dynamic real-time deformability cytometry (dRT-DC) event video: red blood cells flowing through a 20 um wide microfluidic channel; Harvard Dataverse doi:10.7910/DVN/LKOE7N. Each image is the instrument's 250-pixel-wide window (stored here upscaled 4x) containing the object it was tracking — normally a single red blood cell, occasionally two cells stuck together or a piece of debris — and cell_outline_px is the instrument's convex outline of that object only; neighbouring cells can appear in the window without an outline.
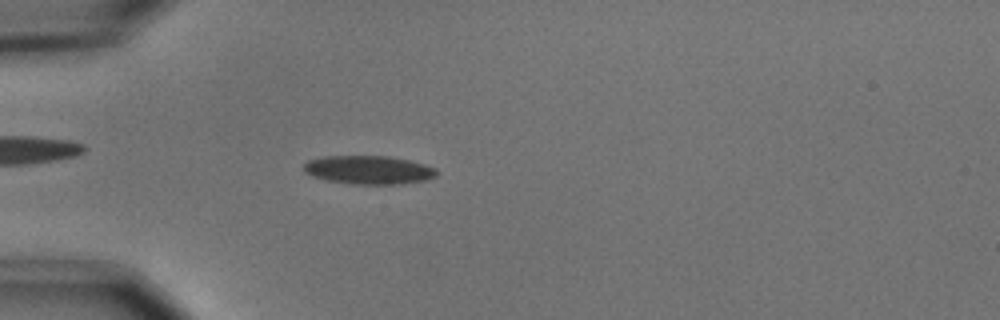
{"species": "common noctule bat (a hibernating species)", "species_latin": "Nyctalus noctula", "temperature_condition": "cold", "stored_images_in_passage": 55, "camera_frame_rate_fps": 3000, "um_per_image_px": 0.085, "animal": {"sex": "male", "body_mass_g": 15.6}, "frame": {"image": 1, "passage_image": 16, "time_ms": 5.0, "image_size_px": [1000, 320], "cell_outline_px": [[436, 176], [428, 180], [400, 184], [352, 184], [328, 180], [312, 176], [304, 172], [304, 164], [308, 160], [324, 156], [388, 156], [408, 160], [424, 164], [436, 168]], "centroid_in_image_um": [31.34, 14.44], "position_along_channel_um": 53.7, "area_um2": 22.08}}
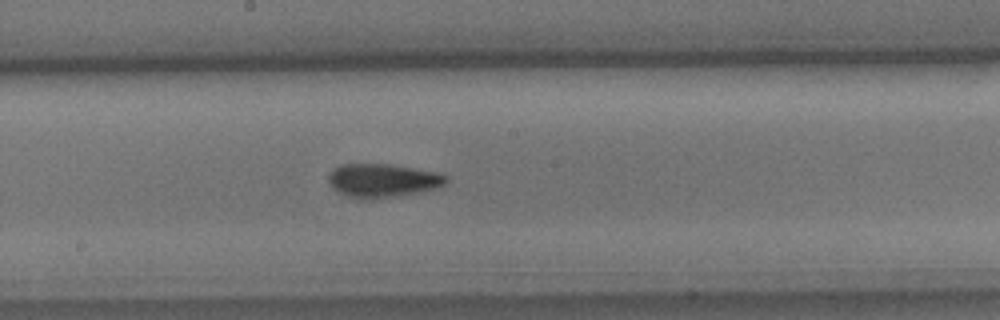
{"frame": {"image": 2, "passage_image": 30, "time_ms": 9.667, "image_size_px": [1000, 320], "cell_outline_px": [[448, 180], [444, 184], [436, 188], [420, 192], [400, 196], [372, 200], [360, 200], [348, 196], [332, 188], [328, 180], [328, 176], [340, 164], [392, 164], [436, 172], [448, 176]], "centroid_in_image_um": [32.53, 15.36], "position_along_channel_um": 215.7, "area_um2": 23.24}}
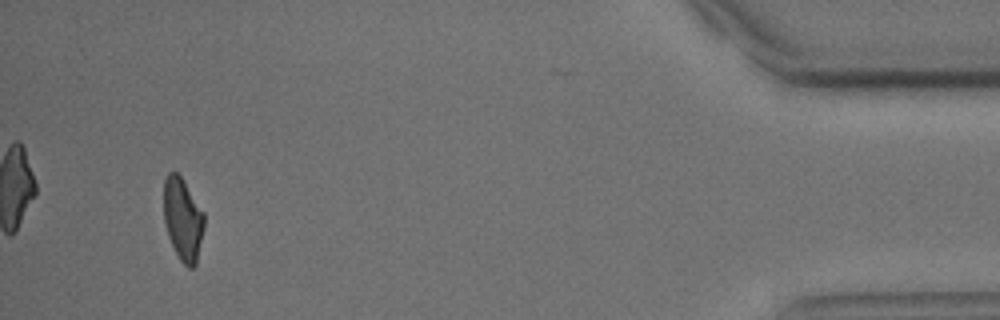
{"frame": {"image": 3, "passage_image": 52, "time_ms": 17.0, "image_size_px": [1000, 320], "cell_outline_px": [[204, 228], [196, 264], [192, 268], [188, 268], [180, 260], [168, 236], [164, 220], [164, 180], [168, 172], [176, 172], [180, 176], [204, 212]], "centroid_in_image_um": [15.54, 18.64], "position_along_channel_um": 419.7, "area_um2": 19.31}, "authors_computed_cell_mechanics": {"area_um2": 21.1548, "velocity_mm_per_s": 3.693, "shape_relaxation_time_tau1_ms": 4.4704, "shape_relaxation_time_tau2_ms": 4.1639, "deformation_change_tau1": 0.1247, "deformation_change_tau2": 0.1022}}